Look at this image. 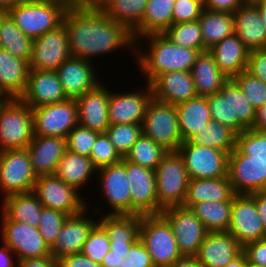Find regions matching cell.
<instances>
[{
  "mask_svg": "<svg viewBox=\"0 0 266 267\" xmlns=\"http://www.w3.org/2000/svg\"><path fill=\"white\" fill-rule=\"evenodd\" d=\"M63 24L71 56L90 61L122 47H136L132 32L98 8L69 6Z\"/></svg>",
  "mask_w": 266,
  "mask_h": 267,
  "instance_id": "obj_1",
  "label": "cell"
},
{
  "mask_svg": "<svg viewBox=\"0 0 266 267\" xmlns=\"http://www.w3.org/2000/svg\"><path fill=\"white\" fill-rule=\"evenodd\" d=\"M149 40L148 51L140 49L136 53L139 70L149 84L157 75L171 71H191L200 52L196 49L175 45L163 33L148 34L140 37ZM150 51V52H149Z\"/></svg>",
  "mask_w": 266,
  "mask_h": 267,
  "instance_id": "obj_2",
  "label": "cell"
},
{
  "mask_svg": "<svg viewBox=\"0 0 266 267\" xmlns=\"http://www.w3.org/2000/svg\"><path fill=\"white\" fill-rule=\"evenodd\" d=\"M68 7L59 0H25L8 10L7 15L34 40L62 25Z\"/></svg>",
  "mask_w": 266,
  "mask_h": 267,
  "instance_id": "obj_3",
  "label": "cell"
},
{
  "mask_svg": "<svg viewBox=\"0 0 266 267\" xmlns=\"http://www.w3.org/2000/svg\"><path fill=\"white\" fill-rule=\"evenodd\" d=\"M154 171L158 214L165 208L183 206L190 178L178 151L167 152Z\"/></svg>",
  "mask_w": 266,
  "mask_h": 267,
  "instance_id": "obj_4",
  "label": "cell"
},
{
  "mask_svg": "<svg viewBox=\"0 0 266 267\" xmlns=\"http://www.w3.org/2000/svg\"><path fill=\"white\" fill-rule=\"evenodd\" d=\"M34 136L32 108L19 98L0 104V151L26 149Z\"/></svg>",
  "mask_w": 266,
  "mask_h": 267,
  "instance_id": "obj_5",
  "label": "cell"
},
{
  "mask_svg": "<svg viewBox=\"0 0 266 267\" xmlns=\"http://www.w3.org/2000/svg\"><path fill=\"white\" fill-rule=\"evenodd\" d=\"M139 239L154 267H167L183 257L169 222L161 214L141 216Z\"/></svg>",
  "mask_w": 266,
  "mask_h": 267,
  "instance_id": "obj_6",
  "label": "cell"
},
{
  "mask_svg": "<svg viewBox=\"0 0 266 267\" xmlns=\"http://www.w3.org/2000/svg\"><path fill=\"white\" fill-rule=\"evenodd\" d=\"M142 131L166 151H178L183 139L176 105L152 98L144 116Z\"/></svg>",
  "mask_w": 266,
  "mask_h": 267,
  "instance_id": "obj_7",
  "label": "cell"
},
{
  "mask_svg": "<svg viewBox=\"0 0 266 267\" xmlns=\"http://www.w3.org/2000/svg\"><path fill=\"white\" fill-rule=\"evenodd\" d=\"M37 178L27 149L0 151V190L4 197L33 191Z\"/></svg>",
  "mask_w": 266,
  "mask_h": 267,
  "instance_id": "obj_8",
  "label": "cell"
},
{
  "mask_svg": "<svg viewBox=\"0 0 266 267\" xmlns=\"http://www.w3.org/2000/svg\"><path fill=\"white\" fill-rule=\"evenodd\" d=\"M190 179L228 176L229 153L184 141L178 148Z\"/></svg>",
  "mask_w": 266,
  "mask_h": 267,
  "instance_id": "obj_9",
  "label": "cell"
},
{
  "mask_svg": "<svg viewBox=\"0 0 266 267\" xmlns=\"http://www.w3.org/2000/svg\"><path fill=\"white\" fill-rule=\"evenodd\" d=\"M33 131L36 136L67 137L79 124L75 99L32 108Z\"/></svg>",
  "mask_w": 266,
  "mask_h": 267,
  "instance_id": "obj_10",
  "label": "cell"
},
{
  "mask_svg": "<svg viewBox=\"0 0 266 267\" xmlns=\"http://www.w3.org/2000/svg\"><path fill=\"white\" fill-rule=\"evenodd\" d=\"M1 237L4 245L16 255V261L51 256V249L38 228L11 221L2 213Z\"/></svg>",
  "mask_w": 266,
  "mask_h": 267,
  "instance_id": "obj_11",
  "label": "cell"
},
{
  "mask_svg": "<svg viewBox=\"0 0 266 267\" xmlns=\"http://www.w3.org/2000/svg\"><path fill=\"white\" fill-rule=\"evenodd\" d=\"M33 192L45 208L59 210L69 216L77 215L87 208L80 193L55 175L39 176Z\"/></svg>",
  "mask_w": 266,
  "mask_h": 267,
  "instance_id": "obj_12",
  "label": "cell"
},
{
  "mask_svg": "<svg viewBox=\"0 0 266 267\" xmlns=\"http://www.w3.org/2000/svg\"><path fill=\"white\" fill-rule=\"evenodd\" d=\"M170 224L183 256L194 257L208 231L190 208L173 206L160 213Z\"/></svg>",
  "mask_w": 266,
  "mask_h": 267,
  "instance_id": "obj_13",
  "label": "cell"
},
{
  "mask_svg": "<svg viewBox=\"0 0 266 267\" xmlns=\"http://www.w3.org/2000/svg\"><path fill=\"white\" fill-rule=\"evenodd\" d=\"M227 232L233 235L242 247L266 239L255 200L249 194H236L234 196Z\"/></svg>",
  "mask_w": 266,
  "mask_h": 267,
  "instance_id": "obj_14",
  "label": "cell"
},
{
  "mask_svg": "<svg viewBox=\"0 0 266 267\" xmlns=\"http://www.w3.org/2000/svg\"><path fill=\"white\" fill-rule=\"evenodd\" d=\"M99 183L104 200L112 212L107 215H132L131 187L126 173V160L99 168Z\"/></svg>",
  "mask_w": 266,
  "mask_h": 267,
  "instance_id": "obj_15",
  "label": "cell"
},
{
  "mask_svg": "<svg viewBox=\"0 0 266 267\" xmlns=\"http://www.w3.org/2000/svg\"><path fill=\"white\" fill-rule=\"evenodd\" d=\"M228 178L235 194L266 191V162L253 161L237 148L229 154Z\"/></svg>",
  "mask_w": 266,
  "mask_h": 267,
  "instance_id": "obj_16",
  "label": "cell"
},
{
  "mask_svg": "<svg viewBox=\"0 0 266 267\" xmlns=\"http://www.w3.org/2000/svg\"><path fill=\"white\" fill-rule=\"evenodd\" d=\"M126 173L131 187L132 215H158L155 171L126 161Z\"/></svg>",
  "mask_w": 266,
  "mask_h": 267,
  "instance_id": "obj_17",
  "label": "cell"
},
{
  "mask_svg": "<svg viewBox=\"0 0 266 267\" xmlns=\"http://www.w3.org/2000/svg\"><path fill=\"white\" fill-rule=\"evenodd\" d=\"M71 56L65 25L33 40L30 69L56 71Z\"/></svg>",
  "mask_w": 266,
  "mask_h": 267,
  "instance_id": "obj_18",
  "label": "cell"
},
{
  "mask_svg": "<svg viewBox=\"0 0 266 267\" xmlns=\"http://www.w3.org/2000/svg\"><path fill=\"white\" fill-rule=\"evenodd\" d=\"M142 91L110 92L108 116L110 124H143L147 107L153 98L150 85Z\"/></svg>",
  "mask_w": 266,
  "mask_h": 267,
  "instance_id": "obj_19",
  "label": "cell"
},
{
  "mask_svg": "<svg viewBox=\"0 0 266 267\" xmlns=\"http://www.w3.org/2000/svg\"><path fill=\"white\" fill-rule=\"evenodd\" d=\"M19 99L31 108L68 99L56 71L30 69L27 85Z\"/></svg>",
  "mask_w": 266,
  "mask_h": 267,
  "instance_id": "obj_20",
  "label": "cell"
},
{
  "mask_svg": "<svg viewBox=\"0 0 266 267\" xmlns=\"http://www.w3.org/2000/svg\"><path fill=\"white\" fill-rule=\"evenodd\" d=\"M243 252V247L228 232H208L194 258L200 267H225Z\"/></svg>",
  "mask_w": 266,
  "mask_h": 267,
  "instance_id": "obj_21",
  "label": "cell"
},
{
  "mask_svg": "<svg viewBox=\"0 0 266 267\" xmlns=\"http://www.w3.org/2000/svg\"><path fill=\"white\" fill-rule=\"evenodd\" d=\"M92 63L79 57L70 56L56 70L64 93L68 99H77L93 90L97 80Z\"/></svg>",
  "mask_w": 266,
  "mask_h": 267,
  "instance_id": "obj_22",
  "label": "cell"
},
{
  "mask_svg": "<svg viewBox=\"0 0 266 267\" xmlns=\"http://www.w3.org/2000/svg\"><path fill=\"white\" fill-rule=\"evenodd\" d=\"M108 87L99 83L93 90L88 91L76 100L78 121L83 127L90 130L106 133L110 125L108 104L110 91Z\"/></svg>",
  "mask_w": 266,
  "mask_h": 267,
  "instance_id": "obj_23",
  "label": "cell"
},
{
  "mask_svg": "<svg viewBox=\"0 0 266 267\" xmlns=\"http://www.w3.org/2000/svg\"><path fill=\"white\" fill-rule=\"evenodd\" d=\"M153 98L176 105L197 97L191 71H171L157 75L149 83Z\"/></svg>",
  "mask_w": 266,
  "mask_h": 267,
  "instance_id": "obj_24",
  "label": "cell"
},
{
  "mask_svg": "<svg viewBox=\"0 0 266 267\" xmlns=\"http://www.w3.org/2000/svg\"><path fill=\"white\" fill-rule=\"evenodd\" d=\"M87 209L73 216H68L51 248V256L58 260L67 255L81 253L89 232L98 223L93 218H86Z\"/></svg>",
  "mask_w": 266,
  "mask_h": 267,
  "instance_id": "obj_25",
  "label": "cell"
},
{
  "mask_svg": "<svg viewBox=\"0 0 266 267\" xmlns=\"http://www.w3.org/2000/svg\"><path fill=\"white\" fill-rule=\"evenodd\" d=\"M98 224L107 233L113 254L127 255L131 246L139 240L140 215L104 214Z\"/></svg>",
  "mask_w": 266,
  "mask_h": 267,
  "instance_id": "obj_26",
  "label": "cell"
},
{
  "mask_svg": "<svg viewBox=\"0 0 266 267\" xmlns=\"http://www.w3.org/2000/svg\"><path fill=\"white\" fill-rule=\"evenodd\" d=\"M26 149L37 177L54 175L67 150L66 138L34 135Z\"/></svg>",
  "mask_w": 266,
  "mask_h": 267,
  "instance_id": "obj_27",
  "label": "cell"
},
{
  "mask_svg": "<svg viewBox=\"0 0 266 267\" xmlns=\"http://www.w3.org/2000/svg\"><path fill=\"white\" fill-rule=\"evenodd\" d=\"M208 51L213 55L218 68L228 78L247 70L250 51L236 33L225 37Z\"/></svg>",
  "mask_w": 266,
  "mask_h": 267,
  "instance_id": "obj_28",
  "label": "cell"
},
{
  "mask_svg": "<svg viewBox=\"0 0 266 267\" xmlns=\"http://www.w3.org/2000/svg\"><path fill=\"white\" fill-rule=\"evenodd\" d=\"M235 33L249 51L266 48V28L257 6L242 5L234 13Z\"/></svg>",
  "mask_w": 266,
  "mask_h": 267,
  "instance_id": "obj_29",
  "label": "cell"
},
{
  "mask_svg": "<svg viewBox=\"0 0 266 267\" xmlns=\"http://www.w3.org/2000/svg\"><path fill=\"white\" fill-rule=\"evenodd\" d=\"M29 62L0 48V91L7 99L19 98L27 85Z\"/></svg>",
  "mask_w": 266,
  "mask_h": 267,
  "instance_id": "obj_30",
  "label": "cell"
},
{
  "mask_svg": "<svg viewBox=\"0 0 266 267\" xmlns=\"http://www.w3.org/2000/svg\"><path fill=\"white\" fill-rule=\"evenodd\" d=\"M197 96L207 97L218 93L229 80L215 62L213 55L207 50L201 52L191 69Z\"/></svg>",
  "mask_w": 266,
  "mask_h": 267,
  "instance_id": "obj_31",
  "label": "cell"
},
{
  "mask_svg": "<svg viewBox=\"0 0 266 267\" xmlns=\"http://www.w3.org/2000/svg\"><path fill=\"white\" fill-rule=\"evenodd\" d=\"M235 195L228 176L190 179L183 206L189 208L192 204L203 201H229L233 200Z\"/></svg>",
  "mask_w": 266,
  "mask_h": 267,
  "instance_id": "obj_32",
  "label": "cell"
},
{
  "mask_svg": "<svg viewBox=\"0 0 266 267\" xmlns=\"http://www.w3.org/2000/svg\"><path fill=\"white\" fill-rule=\"evenodd\" d=\"M2 213L11 221L39 228L43 205L33 191L3 197Z\"/></svg>",
  "mask_w": 266,
  "mask_h": 267,
  "instance_id": "obj_33",
  "label": "cell"
},
{
  "mask_svg": "<svg viewBox=\"0 0 266 267\" xmlns=\"http://www.w3.org/2000/svg\"><path fill=\"white\" fill-rule=\"evenodd\" d=\"M176 108L183 142L188 141L212 120L207 97L197 96L188 101L176 104Z\"/></svg>",
  "mask_w": 266,
  "mask_h": 267,
  "instance_id": "obj_34",
  "label": "cell"
},
{
  "mask_svg": "<svg viewBox=\"0 0 266 267\" xmlns=\"http://www.w3.org/2000/svg\"><path fill=\"white\" fill-rule=\"evenodd\" d=\"M175 0H148L142 23L132 32L137 39L154 33H164L172 25V12Z\"/></svg>",
  "mask_w": 266,
  "mask_h": 267,
  "instance_id": "obj_35",
  "label": "cell"
},
{
  "mask_svg": "<svg viewBox=\"0 0 266 267\" xmlns=\"http://www.w3.org/2000/svg\"><path fill=\"white\" fill-rule=\"evenodd\" d=\"M96 172L97 169L93 166L90 157L66 150L58 162L54 175L79 191Z\"/></svg>",
  "mask_w": 266,
  "mask_h": 267,
  "instance_id": "obj_36",
  "label": "cell"
},
{
  "mask_svg": "<svg viewBox=\"0 0 266 267\" xmlns=\"http://www.w3.org/2000/svg\"><path fill=\"white\" fill-rule=\"evenodd\" d=\"M204 51L235 33L234 14L203 9L199 18Z\"/></svg>",
  "mask_w": 266,
  "mask_h": 267,
  "instance_id": "obj_37",
  "label": "cell"
},
{
  "mask_svg": "<svg viewBox=\"0 0 266 267\" xmlns=\"http://www.w3.org/2000/svg\"><path fill=\"white\" fill-rule=\"evenodd\" d=\"M190 210L208 232H227L231 220L232 200L203 201L192 204Z\"/></svg>",
  "mask_w": 266,
  "mask_h": 267,
  "instance_id": "obj_38",
  "label": "cell"
},
{
  "mask_svg": "<svg viewBox=\"0 0 266 267\" xmlns=\"http://www.w3.org/2000/svg\"><path fill=\"white\" fill-rule=\"evenodd\" d=\"M148 0H108L100 9L110 19L133 32L144 17Z\"/></svg>",
  "mask_w": 266,
  "mask_h": 267,
  "instance_id": "obj_39",
  "label": "cell"
},
{
  "mask_svg": "<svg viewBox=\"0 0 266 267\" xmlns=\"http://www.w3.org/2000/svg\"><path fill=\"white\" fill-rule=\"evenodd\" d=\"M236 135L229 127L215 120H210L202 130L195 133L188 141L230 154L236 148Z\"/></svg>",
  "mask_w": 266,
  "mask_h": 267,
  "instance_id": "obj_40",
  "label": "cell"
},
{
  "mask_svg": "<svg viewBox=\"0 0 266 267\" xmlns=\"http://www.w3.org/2000/svg\"><path fill=\"white\" fill-rule=\"evenodd\" d=\"M230 108L231 129L236 134L253 128L257 110L232 78H230Z\"/></svg>",
  "mask_w": 266,
  "mask_h": 267,
  "instance_id": "obj_41",
  "label": "cell"
},
{
  "mask_svg": "<svg viewBox=\"0 0 266 267\" xmlns=\"http://www.w3.org/2000/svg\"><path fill=\"white\" fill-rule=\"evenodd\" d=\"M0 48L13 56L30 62L33 49V39L27 37L6 15L0 23Z\"/></svg>",
  "mask_w": 266,
  "mask_h": 267,
  "instance_id": "obj_42",
  "label": "cell"
},
{
  "mask_svg": "<svg viewBox=\"0 0 266 267\" xmlns=\"http://www.w3.org/2000/svg\"><path fill=\"white\" fill-rule=\"evenodd\" d=\"M162 146L142 133L124 159L128 162L155 170L167 153Z\"/></svg>",
  "mask_w": 266,
  "mask_h": 267,
  "instance_id": "obj_43",
  "label": "cell"
},
{
  "mask_svg": "<svg viewBox=\"0 0 266 267\" xmlns=\"http://www.w3.org/2000/svg\"><path fill=\"white\" fill-rule=\"evenodd\" d=\"M175 45L204 52V42L199 21L172 24L164 33Z\"/></svg>",
  "mask_w": 266,
  "mask_h": 267,
  "instance_id": "obj_44",
  "label": "cell"
},
{
  "mask_svg": "<svg viewBox=\"0 0 266 267\" xmlns=\"http://www.w3.org/2000/svg\"><path fill=\"white\" fill-rule=\"evenodd\" d=\"M142 133V124H110L106 130V135L123 158Z\"/></svg>",
  "mask_w": 266,
  "mask_h": 267,
  "instance_id": "obj_45",
  "label": "cell"
},
{
  "mask_svg": "<svg viewBox=\"0 0 266 267\" xmlns=\"http://www.w3.org/2000/svg\"><path fill=\"white\" fill-rule=\"evenodd\" d=\"M236 148L253 161L266 162V132L247 129L237 134Z\"/></svg>",
  "mask_w": 266,
  "mask_h": 267,
  "instance_id": "obj_46",
  "label": "cell"
},
{
  "mask_svg": "<svg viewBox=\"0 0 266 267\" xmlns=\"http://www.w3.org/2000/svg\"><path fill=\"white\" fill-rule=\"evenodd\" d=\"M256 110L266 103V84L247 70L232 78Z\"/></svg>",
  "mask_w": 266,
  "mask_h": 267,
  "instance_id": "obj_47",
  "label": "cell"
},
{
  "mask_svg": "<svg viewBox=\"0 0 266 267\" xmlns=\"http://www.w3.org/2000/svg\"><path fill=\"white\" fill-rule=\"evenodd\" d=\"M110 250V240L105 230L97 223L89 232L81 253L101 265Z\"/></svg>",
  "mask_w": 266,
  "mask_h": 267,
  "instance_id": "obj_48",
  "label": "cell"
},
{
  "mask_svg": "<svg viewBox=\"0 0 266 267\" xmlns=\"http://www.w3.org/2000/svg\"><path fill=\"white\" fill-rule=\"evenodd\" d=\"M212 120L231 129L230 78L218 93L207 96Z\"/></svg>",
  "mask_w": 266,
  "mask_h": 267,
  "instance_id": "obj_49",
  "label": "cell"
},
{
  "mask_svg": "<svg viewBox=\"0 0 266 267\" xmlns=\"http://www.w3.org/2000/svg\"><path fill=\"white\" fill-rule=\"evenodd\" d=\"M90 159L93 166L99 168L119 163L123 157L115 149L106 133H100L93 145Z\"/></svg>",
  "mask_w": 266,
  "mask_h": 267,
  "instance_id": "obj_50",
  "label": "cell"
},
{
  "mask_svg": "<svg viewBox=\"0 0 266 267\" xmlns=\"http://www.w3.org/2000/svg\"><path fill=\"white\" fill-rule=\"evenodd\" d=\"M68 216L62 211L43 207L38 229L50 249Z\"/></svg>",
  "mask_w": 266,
  "mask_h": 267,
  "instance_id": "obj_51",
  "label": "cell"
},
{
  "mask_svg": "<svg viewBox=\"0 0 266 267\" xmlns=\"http://www.w3.org/2000/svg\"><path fill=\"white\" fill-rule=\"evenodd\" d=\"M99 134V132L90 130L78 124L66 137L67 150L90 157L93 145Z\"/></svg>",
  "mask_w": 266,
  "mask_h": 267,
  "instance_id": "obj_52",
  "label": "cell"
},
{
  "mask_svg": "<svg viewBox=\"0 0 266 267\" xmlns=\"http://www.w3.org/2000/svg\"><path fill=\"white\" fill-rule=\"evenodd\" d=\"M203 9V0H175L172 24L198 21Z\"/></svg>",
  "mask_w": 266,
  "mask_h": 267,
  "instance_id": "obj_53",
  "label": "cell"
},
{
  "mask_svg": "<svg viewBox=\"0 0 266 267\" xmlns=\"http://www.w3.org/2000/svg\"><path fill=\"white\" fill-rule=\"evenodd\" d=\"M120 267H154L150 254L140 239L131 246Z\"/></svg>",
  "mask_w": 266,
  "mask_h": 267,
  "instance_id": "obj_54",
  "label": "cell"
},
{
  "mask_svg": "<svg viewBox=\"0 0 266 267\" xmlns=\"http://www.w3.org/2000/svg\"><path fill=\"white\" fill-rule=\"evenodd\" d=\"M243 253L248 265L266 267V239L246 244L243 246Z\"/></svg>",
  "mask_w": 266,
  "mask_h": 267,
  "instance_id": "obj_55",
  "label": "cell"
},
{
  "mask_svg": "<svg viewBox=\"0 0 266 267\" xmlns=\"http://www.w3.org/2000/svg\"><path fill=\"white\" fill-rule=\"evenodd\" d=\"M247 71L266 84V48L249 52Z\"/></svg>",
  "mask_w": 266,
  "mask_h": 267,
  "instance_id": "obj_56",
  "label": "cell"
},
{
  "mask_svg": "<svg viewBox=\"0 0 266 267\" xmlns=\"http://www.w3.org/2000/svg\"><path fill=\"white\" fill-rule=\"evenodd\" d=\"M59 267H101L82 253L67 255L58 259Z\"/></svg>",
  "mask_w": 266,
  "mask_h": 267,
  "instance_id": "obj_57",
  "label": "cell"
},
{
  "mask_svg": "<svg viewBox=\"0 0 266 267\" xmlns=\"http://www.w3.org/2000/svg\"><path fill=\"white\" fill-rule=\"evenodd\" d=\"M204 9L210 11L234 13L243 5L242 0H203Z\"/></svg>",
  "mask_w": 266,
  "mask_h": 267,
  "instance_id": "obj_58",
  "label": "cell"
},
{
  "mask_svg": "<svg viewBox=\"0 0 266 267\" xmlns=\"http://www.w3.org/2000/svg\"><path fill=\"white\" fill-rule=\"evenodd\" d=\"M16 262L15 264L17 267H59L58 260L54 259L52 256L25 259Z\"/></svg>",
  "mask_w": 266,
  "mask_h": 267,
  "instance_id": "obj_59",
  "label": "cell"
},
{
  "mask_svg": "<svg viewBox=\"0 0 266 267\" xmlns=\"http://www.w3.org/2000/svg\"><path fill=\"white\" fill-rule=\"evenodd\" d=\"M249 195L255 200V205L266 233V191Z\"/></svg>",
  "mask_w": 266,
  "mask_h": 267,
  "instance_id": "obj_60",
  "label": "cell"
},
{
  "mask_svg": "<svg viewBox=\"0 0 266 267\" xmlns=\"http://www.w3.org/2000/svg\"><path fill=\"white\" fill-rule=\"evenodd\" d=\"M3 247H0V267H16L14 266V260L16 258L15 253L6 245L2 244ZM12 254V255H11Z\"/></svg>",
  "mask_w": 266,
  "mask_h": 267,
  "instance_id": "obj_61",
  "label": "cell"
},
{
  "mask_svg": "<svg viewBox=\"0 0 266 267\" xmlns=\"http://www.w3.org/2000/svg\"><path fill=\"white\" fill-rule=\"evenodd\" d=\"M125 255L113 254L110 251L104 256L101 267H120Z\"/></svg>",
  "mask_w": 266,
  "mask_h": 267,
  "instance_id": "obj_62",
  "label": "cell"
},
{
  "mask_svg": "<svg viewBox=\"0 0 266 267\" xmlns=\"http://www.w3.org/2000/svg\"><path fill=\"white\" fill-rule=\"evenodd\" d=\"M252 129L266 132V103L256 111V120Z\"/></svg>",
  "mask_w": 266,
  "mask_h": 267,
  "instance_id": "obj_63",
  "label": "cell"
},
{
  "mask_svg": "<svg viewBox=\"0 0 266 267\" xmlns=\"http://www.w3.org/2000/svg\"><path fill=\"white\" fill-rule=\"evenodd\" d=\"M167 267H200L194 257L183 256Z\"/></svg>",
  "mask_w": 266,
  "mask_h": 267,
  "instance_id": "obj_64",
  "label": "cell"
},
{
  "mask_svg": "<svg viewBox=\"0 0 266 267\" xmlns=\"http://www.w3.org/2000/svg\"><path fill=\"white\" fill-rule=\"evenodd\" d=\"M225 267H248V262L245 254L242 252Z\"/></svg>",
  "mask_w": 266,
  "mask_h": 267,
  "instance_id": "obj_65",
  "label": "cell"
},
{
  "mask_svg": "<svg viewBox=\"0 0 266 267\" xmlns=\"http://www.w3.org/2000/svg\"><path fill=\"white\" fill-rule=\"evenodd\" d=\"M108 0H83L79 6L84 8H98L100 9Z\"/></svg>",
  "mask_w": 266,
  "mask_h": 267,
  "instance_id": "obj_66",
  "label": "cell"
},
{
  "mask_svg": "<svg viewBox=\"0 0 266 267\" xmlns=\"http://www.w3.org/2000/svg\"><path fill=\"white\" fill-rule=\"evenodd\" d=\"M24 1L25 0H0V7L8 11L12 7H15L17 4Z\"/></svg>",
  "mask_w": 266,
  "mask_h": 267,
  "instance_id": "obj_67",
  "label": "cell"
},
{
  "mask_svg": "<svg viewBox=\"0 0 266 267\" xmlns=\"http://www.w3.org/2000/svg\"><path fill=\"white\" fill-rule=\"evenodd\" d=\"M256 6L263 20L264 27L266 28V0Z\"/></svg>",
  "mask_w": 266,
  "mask_h": 267,
  "instance_id": "obj_68",
  "label": "cell"
},
{
  "mask_svg": "<svg viewBox=\"0 0 266 267\" xmlns=\"http://www.w3.org/2000/svg\"><path fill=\"white\" fill-rule=\"evenodd\" d=\"M264 0H242L243 5H253L256 6L263 2Z\"/></svg>",
  "mask_w": 266,
  "mask_h": 267,
  "instance_id": "obj_69",
  "label": "cell"
},
{
  "mask_svg": "<svg viewBox=\"0 0 266 267\" xmlns=\"http://www.w3.org/2000/svg\"><path fill=\"white\" fill-rule=\"evenodd\" d=\"M6 15H7V11L0 7V23L5 18Z\"/></svg>",
  "mask_w": 266,
  "mask_h": 267,
  "instance_id": "obj_70",
  "label": "cell"
},
{
  "mask_svg": "<svg viewBox=\"0 0 266 267\" xmlns=\"http://www.w3.org/2000/svg\"><path fill=\"white\" fill-rule=\"evenodd\" d=\"M66 3L68 6H73V0H59Z\"/></svg>",
  "mask_w": 266,
  "mask_h": 267,
  "instance_id": "obj_71",
  "label": "cell"
},
{
  "mask_svg": "<svg viewBox=\"0 0 266 267\" xmlns=\"http://www.w3.org/2000/svg\"><path fill=\"white\" fill-rule=\"evenodd\" d=\"M7 98L4 96V94L0 91V104H2Z\"/></svg>",
  "mask_w": 266,
  "mask_h": 267,
  "instance_id": "obj_72",
  "label": "cell"
},
{
  "mask_svg": "<svg viewBox=\"0 0 266 267\" xmlns=\"http://www.w3.org/2000/svg\"><path fill=\"white\" fill-rule=\"evenodd\" d=\"M83 0H73V6H79Z\"/></svg>",
  "mask_w": 266,
  "mask_h": 267,
  "instance_id": "obj_73",
  "label": "cell"
}]
</instances>
